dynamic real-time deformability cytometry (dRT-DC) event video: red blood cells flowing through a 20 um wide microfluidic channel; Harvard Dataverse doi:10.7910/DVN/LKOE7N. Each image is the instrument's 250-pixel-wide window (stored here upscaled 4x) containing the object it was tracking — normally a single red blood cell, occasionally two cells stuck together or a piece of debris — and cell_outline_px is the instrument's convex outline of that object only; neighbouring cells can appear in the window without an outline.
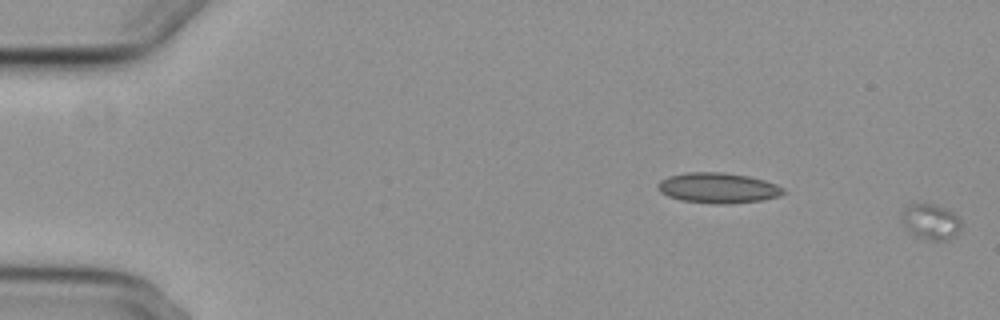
{"species": "common noctule bat (a hibernating species)", "species_latin": "Nyctalus noctula", "temperature_condition": "cold", "stored_images_in_passage": 22, "camera_frame_rate_fps": 3000, "um_per_image_px": 0.085, "animal": {"sex": "female", "body_mass_g": 29.2, "forearm_length_mm": 56.3}, "frame": {"image": 1, "passage_image": 1, "time_ms": 0.0, "image_size_px": [1000, 320], "cell_outline_px": [[960, 232], [956, 236], [948, 240], [928, 240], [916, 236], [900, 220], [900, 212], [908, 204], [916, 200], [936, 204], [948, 208], [956, 212], [960, 216]], "centroid_in_image_um": [79.12, 18.77], "position_along_channel_um": 5.9, "area_um2": 13.12}}